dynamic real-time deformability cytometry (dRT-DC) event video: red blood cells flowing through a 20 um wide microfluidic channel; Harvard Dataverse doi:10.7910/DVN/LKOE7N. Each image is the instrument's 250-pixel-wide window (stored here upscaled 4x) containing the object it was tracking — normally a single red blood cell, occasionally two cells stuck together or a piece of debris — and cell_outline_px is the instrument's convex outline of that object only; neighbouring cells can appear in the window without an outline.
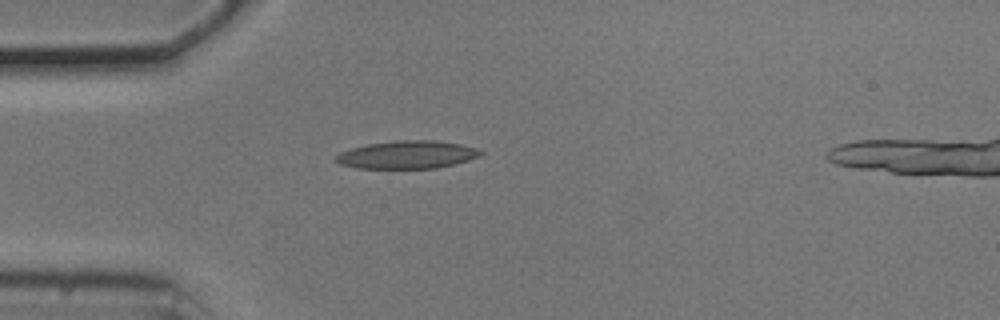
{"species": "common noctule bat (a hibernating species)", "species_latin": "Nyctalus noctula", "temperature_condition": "cold", "stored_images_in_passage": 40, "camera_frame_rate_fps": 3000, "um_per_image_px": 0.085, "animal": {"sex": "male", "body_mass_g": 20.5, "forearm_length_mm": 52.5}, "frame": {"image": 1, "passage_image": 1, "time_ms": 0.0, "image_size_px": [1000, 320], "cell_outline_px": [[484, 152], [480, 156], [468, 160], [436, 168], [356, 168], [340, 164], [332, 160], [340, 152], [352, 148], [368, 144], [396, 140], [436, 140], [460, 144], [476, 148]], "centroid_in_image_um": [34.59, 13.14], "position_along_channel_um": 50.4, "area_um2": 23.47}}
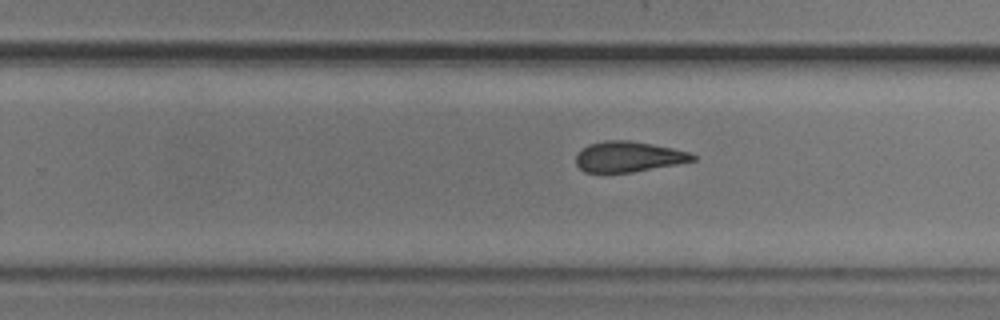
{"frame": {"image": 2, "passage_image": 20, "time_ms": 6.333, "image_size_px": [1000, 320], "cell_outline_px": [[696, 160], [676, 164], [632, 172], [584, 172], [576, 164], [576, 156], [588, 144], [604, 140], [628, 140], [652, 144], [672, 148], [688, 152], [696, 156]], "centroid_in_image_um": [53.41, 13.31], "position_along_channel_um": 276.4, "area_um2": 20.52}}
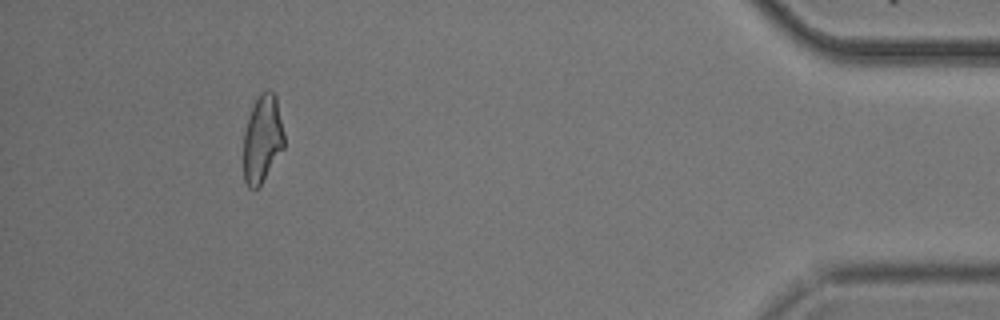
{"frame": {"image": 3, "passage_image": 36, "time_ms": 11.667, "image_size_px": [1000, 320], "cell_outline_px": [[284, 148], [260, 184], [256, 188], [248, 188], [244, 180], [244, 132], [252, 108], [260, 92], [268, 88], [276, 96], [284, 132]], "centroid_in_image_um": [22.31, 11.78], "position_along_channel_um": 412.9, "area_um2": 20.52}, "authors_computed_cell_mechanics": {"area_um2": 21.7328, "velocity_mm_per_s": 3.722, "shape_relaxation_time_tau1_ms": 6.249, "shape_relaxation_time_tau2_ms": 3.6418, "deformation_change_tau1": 0.1456, "deformation_change_tau2": 0.1304}}